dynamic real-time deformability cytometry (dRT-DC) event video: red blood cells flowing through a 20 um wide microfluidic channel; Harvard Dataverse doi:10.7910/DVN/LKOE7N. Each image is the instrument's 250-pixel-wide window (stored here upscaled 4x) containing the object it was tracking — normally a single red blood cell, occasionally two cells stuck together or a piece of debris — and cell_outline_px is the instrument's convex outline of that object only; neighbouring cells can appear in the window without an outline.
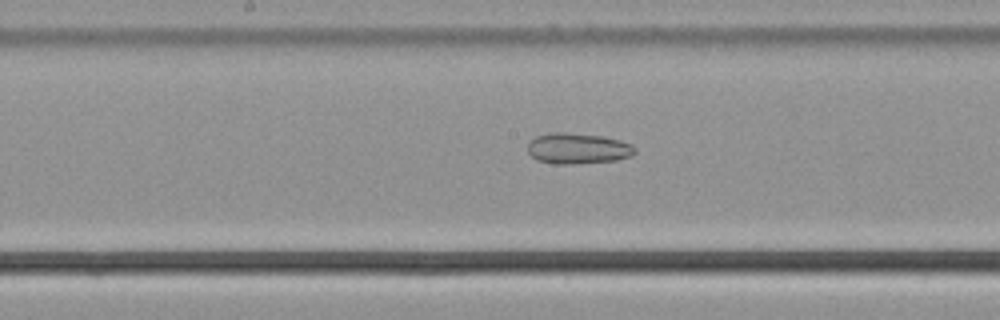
{"species": "common noctule bat (a hibernating species)", "species_latin": "Nyctalus noctula", "temperature_condition": "cold", "stored_images_in_passage": 48, "camera_frame_rate_fps": 3000, "um_per_image_px": 0.085, "animal": {"sex": "male", "body_mass_g": 21.5, "forearm_length_mm": 52.0}, "frame": {"image": 1, "passage_image": 22, "time_ms": 7.0, "image_size_px": [1000, 320], "cell_outline_px": [[636, 152], [632, 156], [616, 160], [572, 164], [556, 164], [536, 160], [528, 152], [528, 144], [536, 136], [548, 132], [564, 132], [604, 136], [620, 140], [632, 144], [636, 148]], "centroid_in_image_um": [49.13, 12.61], "position_along_channel_um": 199.1, "area_um2": 19.42}}
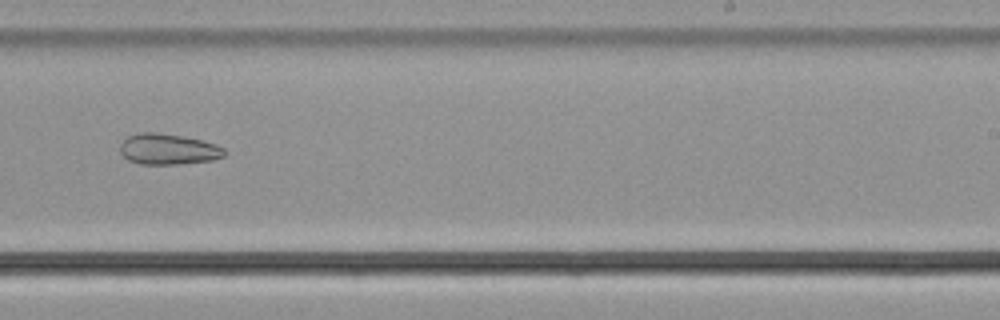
{"frame": {"image": 2, "passage_image": 28, "time_ms": 9.0, "image_size_px": [1000, 320], "cell_outline_px": [[228, 152], [224, 156], [212, 160], [176, 164], [140, 164], [128, 160], [120, 152], [120, 144], [128, 136], [136, 132], [156, 132], [180, 136], [200, 140], [216, 144], [224, 148]], "centroid_in_image_um": [14.29, 12.68], "position_along_channel_um": 274.7, "area_um2": 18.73}}
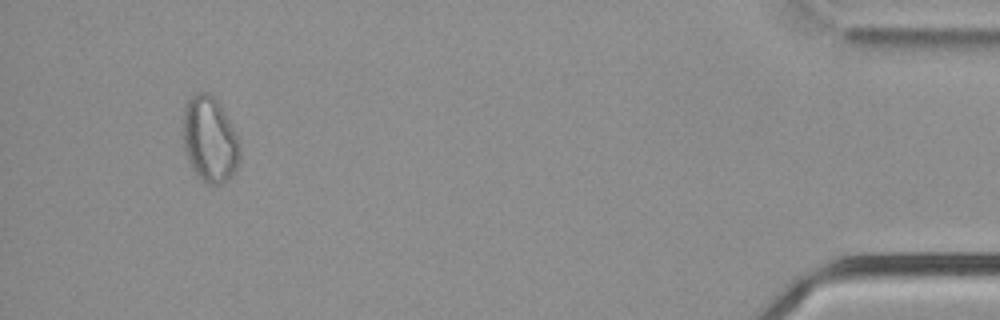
{"frame": {"image": 3, "passage_image": 45, "time_ms": 14.667, "image_size_px": [1000, 320], "cell_outline_px": [[240, 160], [236, 168], [220, 184], [204, 184], [200, 180], [192, 168], [188, 160], [184, 148], [184, 108], [188, 100], [196, 92], [208, 92], [220, 104], [240, 144]], "centroid_in_image_um": [17.81, 11.86], "position_along_channel_um": 417.4, "area_um2": 27.92}}